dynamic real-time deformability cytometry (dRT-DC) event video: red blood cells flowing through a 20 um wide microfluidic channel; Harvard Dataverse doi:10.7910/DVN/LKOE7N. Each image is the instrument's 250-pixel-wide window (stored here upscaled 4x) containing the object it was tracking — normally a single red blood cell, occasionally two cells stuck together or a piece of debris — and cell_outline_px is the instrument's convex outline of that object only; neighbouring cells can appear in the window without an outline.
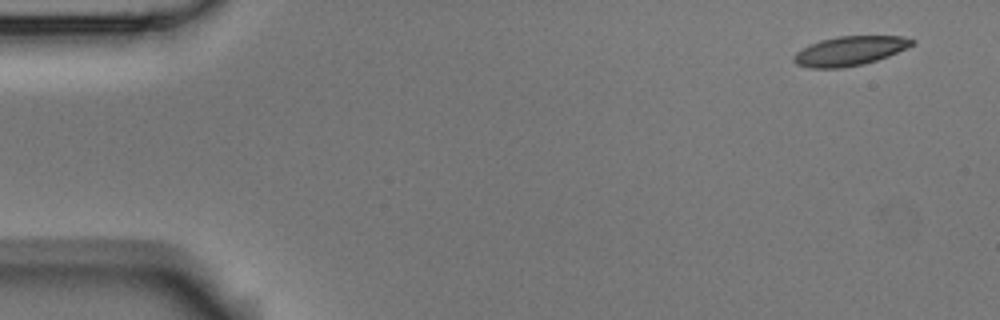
{"species": "Egyptian fruit bat (a non-hibernating species)", "species_latin": "Rousettus aegyptiacus", "temperature_condition": "room temperature", "stored_images_in_passage": 9, "camera_frame_rate_fps": 3000, "um_per_image_px": 0.085, "animal": {"sex": "male"}, "frame": {"image": 1, "passage_image": 1, "time_ms": 0.0, "image_size_px": [1000, 320], "cell_outline_px": [[916, 40], [908, 48], [888, 56], [864, 64], [844, 68], [808, 68], [796, 64], [792, 60], [792, 56], [796, 52], [808, 44], [820, 40], [836, 36], [900, 36]], "centroid_in_image_um": [72.18, 4.33], "position_along_channel_um": 12.8, "area_um2": 20.4}}
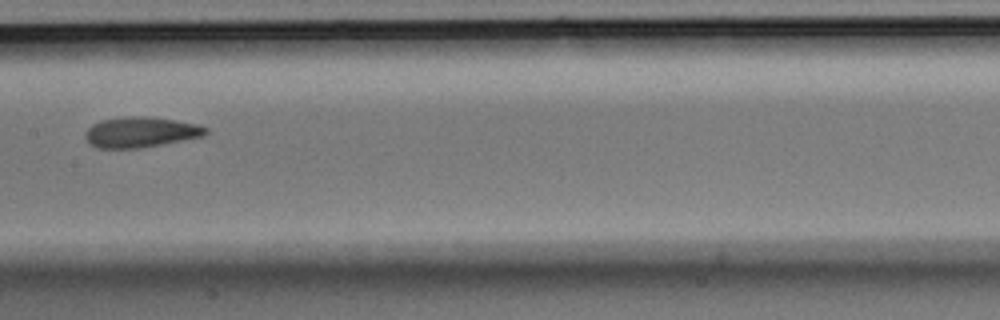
{"frame": {"image": 2, "passage_image": 7, "time_ms": 2.0, "image_size_px": [1000, 320], "cell_outline_px": [[208, 132], [204, 136], [140, 148], [96, 148], [84, 136], [84, 132], [92, 124], [100, 120], [128, 116], [144, 116], [172, 120], [196, 124], [208, 128]], "centroid_in_image_um": [11.93, 11.23], "position_along_channel_um": 195.5, "area_um2": 21.21}}
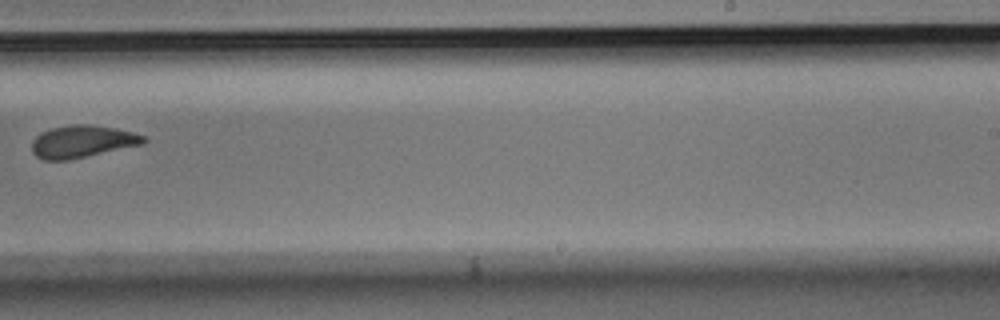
{"frame": {"image": 3, "passage_image": 9, "time_ms": 2.667, "image_size_px": [1000, 320], "cell_outline_px": [[148, 140], [144, 144], [68, 160], [44, 160], [36, 156], [32, 152], [32, 140], [40, 132], [52, 128], [76, 124], [88, 124], [116, 128], [132, 132], [144, 136]], "centroid_in_image_um": [6.99, 12.03], "position_along_channel_um": 282.0, "area_um2": 21.04}}